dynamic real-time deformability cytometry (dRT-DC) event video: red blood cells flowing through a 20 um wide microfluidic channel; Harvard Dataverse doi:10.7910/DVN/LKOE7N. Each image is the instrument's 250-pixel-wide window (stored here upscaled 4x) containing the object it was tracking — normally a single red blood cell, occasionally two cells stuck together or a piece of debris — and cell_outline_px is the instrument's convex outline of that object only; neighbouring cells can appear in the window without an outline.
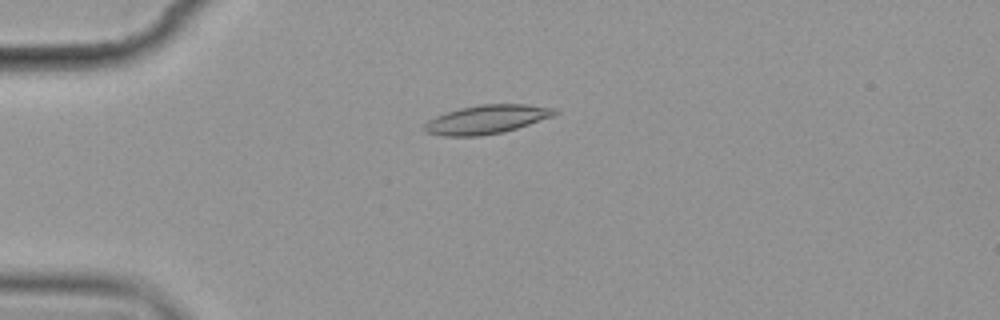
{"species": "common noctule bat (a hibernating species)", "species_latin": "Nyctalus noctula", "temperature_condition": "cold", "stored_images_in_passage": 7, "camera_frame_rate_fps": 3000, "um_per_image_px": 0.085, "animal": {"sex": "female", "body_mass_g": 19.9}, "frame": {"image": 1, "passage_image": 5, "time_ms": 4.667, "image_size_px": [1000, 320], "cell_outline_px": [[560, 112], [552, 116], [504, 132], [480, 136], [444, 136], [424, 132], [424, 124], [428, 120], [444, 112], [460, 108], [480, 104], [524, 104], [556, 108]], "centroid_in_image_um": [41.34, 10.14], "position_along_channel_um": 43.7, "area_um2": 21.85}}
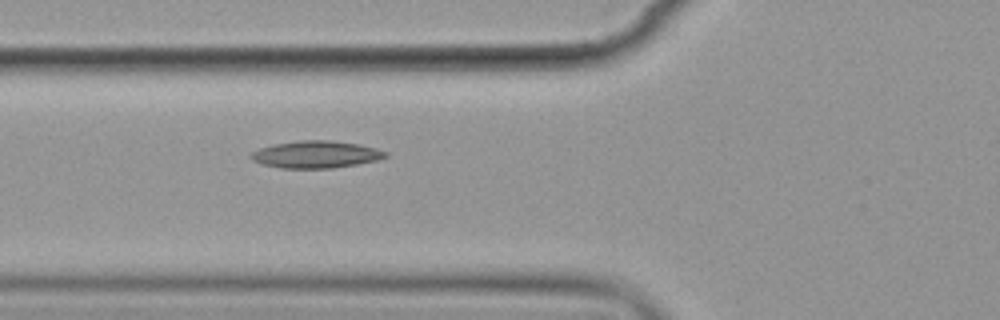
{"frame": {"image": 2, "passage_image": 7, "time_ms": 7.0, "image_size_px": [1000, 320], "cell_outline_px": [[388, 156], [380, 160], [332, 168], [280, 168], [264, 164], [252, 160], [248, 156], [252, 152], [260, 148], [272, 144], [300, 140], [332, 140], [360, 144], [376, 148], [388, 152]], "centroid_in_image_um": [26.88, 13.12], "position_along_channel_um": 98.9, "area_um2": 21.44}}